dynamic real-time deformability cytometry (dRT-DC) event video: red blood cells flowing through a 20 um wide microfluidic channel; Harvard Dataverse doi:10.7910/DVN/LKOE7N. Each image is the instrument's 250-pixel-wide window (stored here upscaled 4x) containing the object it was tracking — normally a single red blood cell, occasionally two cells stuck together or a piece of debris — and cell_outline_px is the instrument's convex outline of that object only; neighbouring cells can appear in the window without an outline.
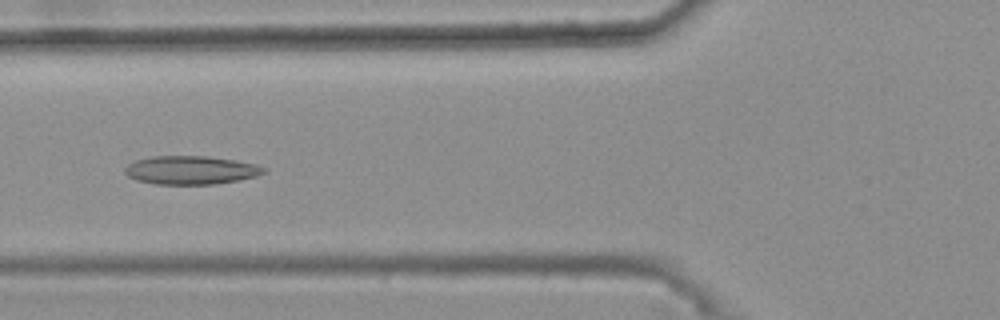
{"species": "common noctule bat (a hibernating species)", "species_latin": "Nyctalus noctula", "temperature_condition": "warm", "stored_images_in_passage": 47, "camera_frame_rate_fps": 3000, "um_per_image_px": 0.085, "animal": {"sex": "female", "body_mass_g": 25.1}, "frame": {"image": 1, "passage_image": 21, "time_ms": 6.667, "image_size_px": [1000, 320], "cell_outline_px": [[268, 172], [256, 176], [240, 180], [212, 184], [156, 184], [136, 180], [128, 176], [124, 172], [124, 168], [128, 164], [136, 160], [152, 156], [208, 156], [236, 160], [256, 164], [264, 168]], "centroid_in_image_um": [16.23, 14.46], "position_along_channel_um": 109.6, "area_um2": 23.12}}
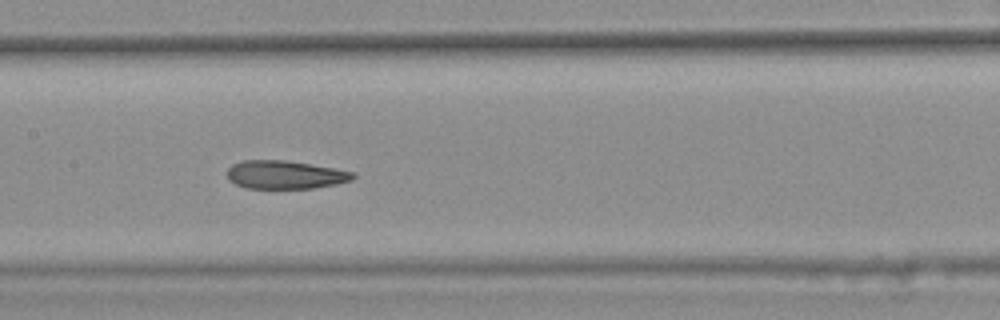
{"frame": {"image": 2, "passage_image": 27, "time_ms": 8.667, "image_size_px": [1000, 320], "cell_outline_px": [[356, 176], [352, 180], [336, 184], [312, 188], [244, 188], [228, 180], [228, 168], [232, 164], [244, 160], [284, 160], [332, 168], [352, 172]], "centroid_in_image_um": [24.19, 14.86], "position_along_channel_um": 183.2, "area_um2": 20.52}}
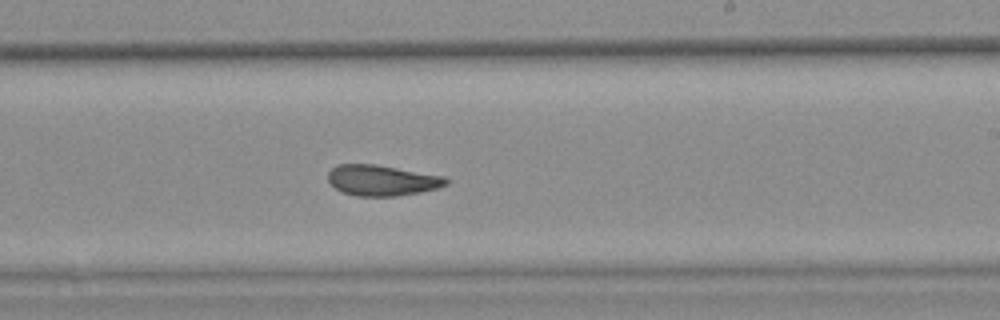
{"frame": {"image": 3, "passage_image": 33, "time_ms": 10.667, "image_size_px": [1000, 320], "cell_outline_px": [[448, 184], [436, 188], [420, 192], [396, 196], [356, 196], [344, 192], [336, 188], [328, 180], [328, 172], [336, 164], [376, 164], [444, 176], [448, 180]], "centroid_in_image_um": [32.46, 15.32], "position_along_channel_um": 256.5, "area_um2": 21.04}, "authors_computed_cell_mechanics": {"area_um2": 22.0218, "velocity_mm_per_s": 3.6832, "shape_relaxation_time_tau1_ms": null, "shape_relaxation_time_tau2_ms": 2.9424, "deformation_change_tau1": null, "deformation_change_tau2": 0.1022}}